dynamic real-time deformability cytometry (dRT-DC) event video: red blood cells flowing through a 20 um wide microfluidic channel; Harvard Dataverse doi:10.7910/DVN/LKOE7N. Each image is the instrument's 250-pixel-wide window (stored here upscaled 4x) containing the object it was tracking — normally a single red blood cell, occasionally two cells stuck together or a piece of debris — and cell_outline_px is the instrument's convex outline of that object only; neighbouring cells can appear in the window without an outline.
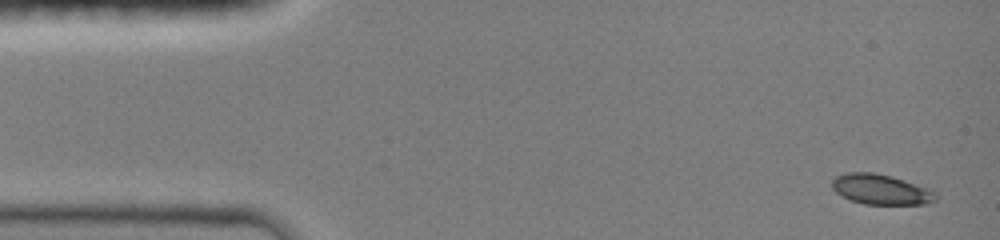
{"species": "common noctule bat (a hibernating species)", "species_latin": "Nyctalus noctula", "temperature_condition": "room temperature", "stored_images_in_passage": 28, "camera_frame_rate_fps": 3000, "um_per_image_px": 0.085, "animal": {"sex": "female", "body_mass_g": 19.0, "forearm_length_mm": 51.5}, "frame": {"image": 1, "passage_image": 1, "time_ms": 0.0, "image_size_px": [1000, 240], "cell_outline_px": [[936, 200], [924, 204], [864, 204], [852, 200], [836, 192], [832, 188], [832, 180], [836, 176], [848, 172], [872, 172], [888, 176], [924, 188], [932, 192], [936, 196]], "centroid_in_image_um": [74.79, 16.11], "position_along_channel_um": 10.2, "area_um2": 17.51}}
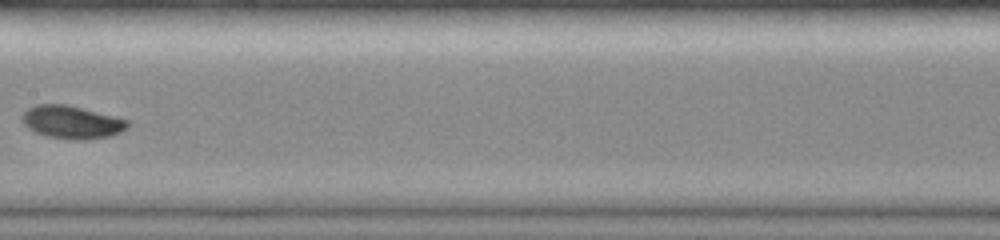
{"frame": {"image": 2, "passage_image": 15, "time_ms": 7.333, "image_size_px": [1000, 240], "cell_outline_px": [[128, 128], [112, 136], [88, 140], [72, 140], [48, 136], [36, 132], [28, 128], [24, 124], [20, 116], [28, 108], [36, 104], [68, 104], [128, 120]], "centroid_in_image_um": [6.1, 10.39], "position_along_channel_um": 201.3, "area_um2": 20.35}}
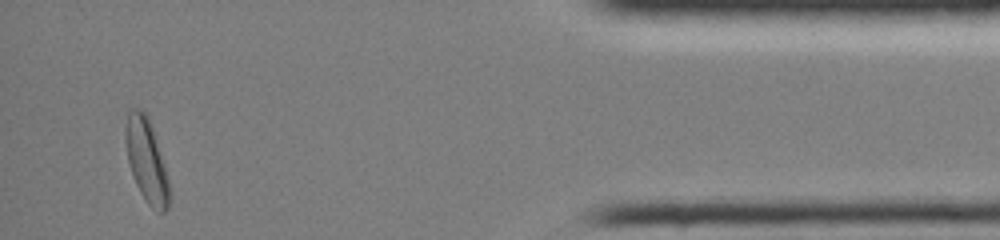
{"frame": {"image": 3, "passage_image": 27, "time_ms": 14.0, "image_size_px": [1000, 240], "cell_outline_px": [[168, 208], [164, 212], [160, 212], [152, 208], [148, 204], [140, 192], [136, 184], [128, 160], [124, 140], [124, 132], [128, 108], [140, 108], [148, 116], [164, 164], [168, 180]], "centroid_in_image_um": [12.41, 13.58], "position_along_channel_um": 422.8, "area_um2": 20.98}, "authors_computed_cell_mechanics": {"area_um2": 19.1607, "velocity_mm_per_s": 4.083, "shape_relaxation_time_tau1_ms": 3.3008, "shape_relaxation_time_tau2_ms": null, "deformation_change_tau1": 0.1136, "deformation_change_tau2": null}}